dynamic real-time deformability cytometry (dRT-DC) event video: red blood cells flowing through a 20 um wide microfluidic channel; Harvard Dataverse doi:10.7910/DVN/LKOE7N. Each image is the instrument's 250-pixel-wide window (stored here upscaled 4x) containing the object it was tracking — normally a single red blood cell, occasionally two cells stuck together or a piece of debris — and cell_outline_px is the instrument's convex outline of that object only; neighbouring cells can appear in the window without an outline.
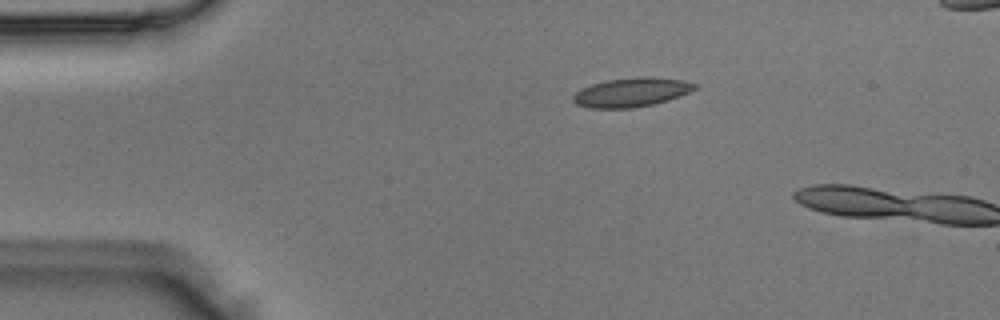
{"species": "Egyptian fruit bat (a non-hibernating species)", "species_latin": "Rousettus aegyptiacus", "temperature_condition": "room temperature", "stored_images_in_passage": 3, "camera_frame_rate_fps": 3000, "um_per_image_px": 0.085, "animal": {"sex": "male"}, "frame": {"image": 1, "passage_image": 2, "time_ms": 0.333, "image_size_px": [1000, 320], "cell_outline_px": [[700, 88], [668, 100], [652, 104], [632, 108], [588, 108], [576, 104], [572, 100], [572, 96], [580, 88], [592, 84], [608, 80], [648, 76], [684, 80], [700, 84]], "centroid_in_image_um": [53.7, 7.84], "position_along_channel_um": 31.3, "area_um2": 20.75}}